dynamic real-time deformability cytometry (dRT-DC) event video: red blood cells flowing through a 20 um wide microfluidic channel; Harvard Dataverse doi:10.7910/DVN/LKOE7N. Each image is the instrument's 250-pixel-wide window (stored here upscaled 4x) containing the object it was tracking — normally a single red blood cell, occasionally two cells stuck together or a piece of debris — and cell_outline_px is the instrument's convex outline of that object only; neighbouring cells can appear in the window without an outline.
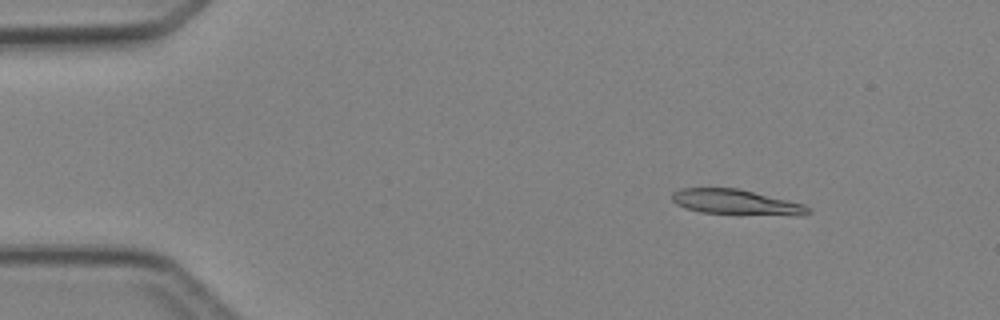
{"species": "Egyptian fruit bat (a non-hibernating species)", "species_latin": "Rousettus aegyptiacus", "temperature_condition": "cold", "stored_images_in_passage": 3, "camera_frame_rate_fps": 3000, "um_per_image_px": 0.085, "animal": {"sex": "female"}, "frame": {"image": 1, "passage_image": 3, "time_ms": 3.0, "image_size_px": [1000, 320], "cell_outline_px": [[812, 212], [804, 216], [800, 216], [700, 212], [676, 204], [672, 200], [672, 192], [680, 188], [740, 188], [804, 204]], "centroid_in_image_um": [62.61, 17.18], "position_along_channel_um": 22.4, "area_um2": 20.0}}